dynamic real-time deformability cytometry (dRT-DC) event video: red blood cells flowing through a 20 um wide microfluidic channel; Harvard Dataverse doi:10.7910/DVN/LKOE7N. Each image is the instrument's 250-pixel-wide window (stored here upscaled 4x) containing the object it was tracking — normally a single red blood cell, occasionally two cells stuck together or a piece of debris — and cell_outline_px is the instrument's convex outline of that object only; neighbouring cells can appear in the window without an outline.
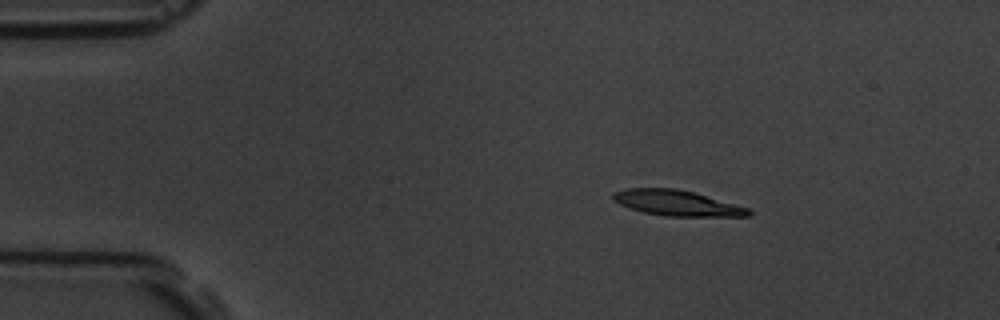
{"species": "common noctule bat (a hibernating species)", "species_latin": "Nyctalus noctula", "temperature_condition": "room temperature", "stored_images_in_passage": 5, "camera_frame_rate_fps": 3000, "um_per_image_px": 0.085, "animal": {"sex": "male", "body_mass_g": 19.5, "forearm_length_mm": 54.6}, "frame": {"image": 1, "passage_image": 3, "time_ms": 3.0, "image_size_px": [1000, 320], "cell_outline_px": [[752, 212], [748, 216], [664, 216], [644, 212], [620, 204], [612, 200], [612, 192], [628, 188], [676, 188], [692, 192], [748, 208]], "centroid_in_image_um": [57.48, 17.25], "position_along_channel_um": 27.5, "area_um2": 19.83}}